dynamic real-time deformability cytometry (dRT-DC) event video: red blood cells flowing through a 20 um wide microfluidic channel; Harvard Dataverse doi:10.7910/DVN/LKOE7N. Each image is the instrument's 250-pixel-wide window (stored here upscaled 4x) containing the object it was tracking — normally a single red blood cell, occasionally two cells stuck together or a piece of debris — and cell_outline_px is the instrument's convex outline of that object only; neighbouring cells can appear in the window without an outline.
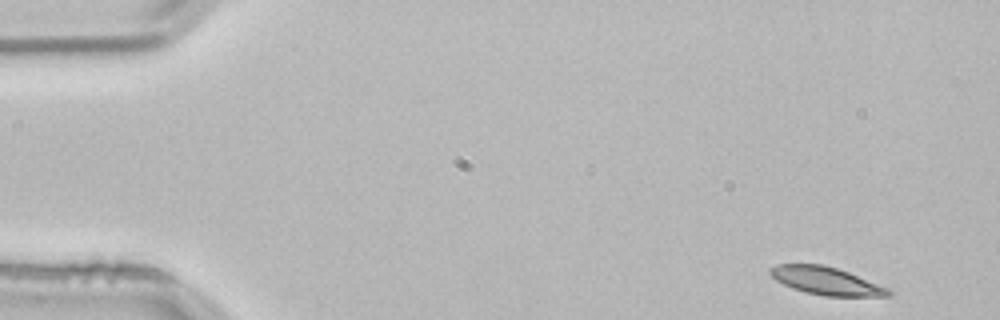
{"species": "common noctule bat (a hibernating species)", "species_latin": "Nyctalus noctula", "temperature_condition": "room temperature", "stored_images_in_passage": 3, "camera_frame_rate_fps": 3000, "um_per_image_px": 0.085, "animal": {"sex": "male", "body_mass_g": 21.5, "forearm_length_mm": 52.0}, "frame": {"image": 1, "passage_image": 1, "time_ms": 0.0, "image_size_px": [1000, 320], "cell_outline_px": [[892, 296], [824, 296], [804, 292], [792, 288], [776, 280], [768, 272], [768, 268], [776, 264], [824, 264], [848, 272], [888, 288], [892, 292]], "centroid_in_image_um": [70.19, 23.87], "position_along_channel_um": 14.8, "area_um2": 19.13}}
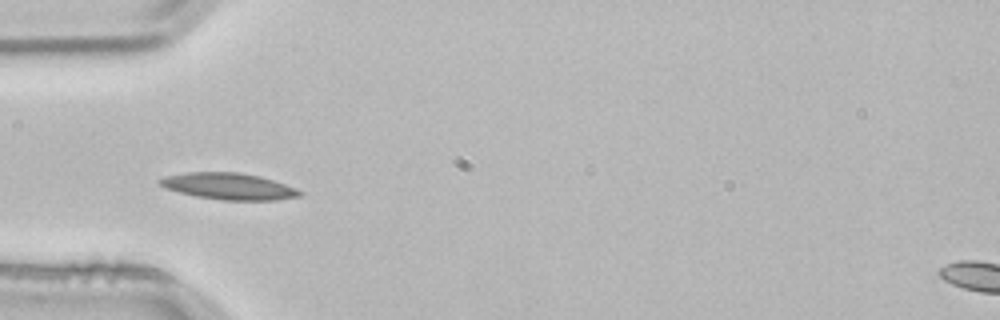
{"frame": {"image": 2, "passage_image": 3, "time_ms": 0.667, "image_size_px": [1000, 320], "cell_outline_px": [[304, 192], [300, 196], [276, 200], [220, 200], [196, 196], [164, 188], [156, 180], [164, 176], [188, 172], [240, 172], [260, 176], [296, 188]], "centroid_in_image_um": [19.42, 15.83], "position_along_channel_um": 65.6, "area_um2": 21.68}}